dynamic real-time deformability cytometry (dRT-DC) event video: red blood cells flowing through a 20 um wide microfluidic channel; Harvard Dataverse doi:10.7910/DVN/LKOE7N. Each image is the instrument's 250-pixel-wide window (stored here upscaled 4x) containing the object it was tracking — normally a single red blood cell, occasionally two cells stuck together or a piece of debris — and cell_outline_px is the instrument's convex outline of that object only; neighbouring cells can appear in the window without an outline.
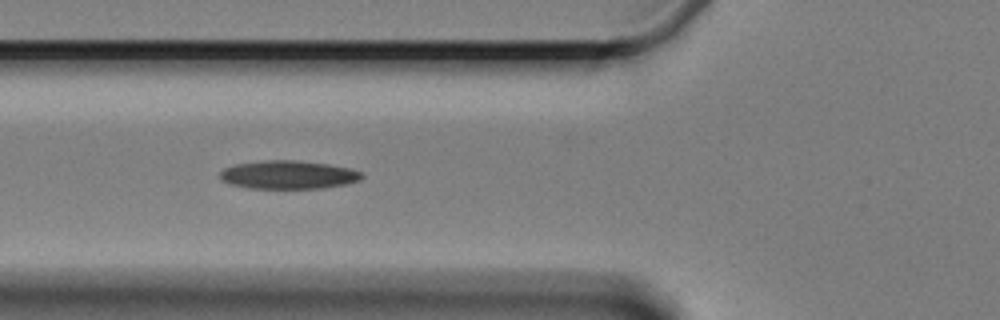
{"species": "Egyptian fruit bat (a non-hibernating species)", "species_latin": "Rousettus aegyptiacus", "temperature_condition": "cold", "stored_images_in_passage": 8, "camera_frame_rate_fps": 3000, "um_per_image_px": 0.085, "animal": {"sex": "female"}, "frame": {"image": 1, "passage_image": 7, "time_ms": 7.0, "image_size_px": [1000, 320], "cell_outline_px": [[364, 176], [360, 180], [348, 184], [324, 188], [248, 188], [232, 184], [220, 180], [220, 172], [224, 168], [236, 164], [268, 160], [296, 160], [328, 164], [352, 168], [360, 172]], "centroid_in_image_um": [24.54, 14.86], "position_along_channel_um": 101.3, "area_um2": 23.47}}
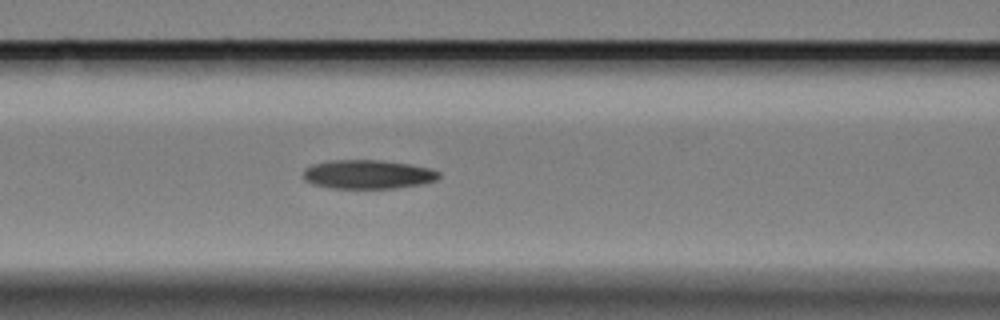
{"frame": {"image": 2, "passage_image": 8, "time_ms": 8.0, "image_size_px": [1000, 320], "cell_outline_px": [[440, 176], [436, 180], [424, 184], [396, 188], [328, 188], [312, 184], [304, 180], [304, 168], [312, 164], [328, 160], [384, 160], [408, 164], [428, 168], [440, 172]], "centroid_in_image_um": [31.25, 14.82], "position_along_channel_um": 135.4, "area_um2": 23.06}}